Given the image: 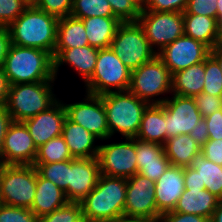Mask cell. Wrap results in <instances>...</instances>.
<instances>
[{
    "label": "cell",
    "instance_id": "3957f363",
    "mask_svg": "<svg viewBox=\"0 0 222 222\" xmlns=\"http://www.w3.org/2000/svg\"><path fill=\"white\" fill-rule=\"evenodd\" d=\"M127 178L100 174L95 188L79 203L89 222H110L124 215Z\"/></svg>",
    "mask_w": 222,
    "mask_h": 222
},
{
    "label": "cell",
    "instance_id": "484cf974",
    "mask_svg": "<svg viewBox=\"0 0 222 222\" xmlns=\"http://www.w3.org/2000/svg\"><path fill=\"white\" fill-rule=\"evenodd\" d=\"M184 35L206 45L210 50L216 47L219 36V21L198 14H183Z\"/></svg>",
    "mask_w": 222,
    "mask_h": 222
},
{
    "label": "cell",
    "instance_id": "ba28073f",
    "mask_svg": "<svg viewBox=\"0 0 222 222\" xmlns=\"http://www.w3.org/2000/svg\"><path fill=\"white\" fill-rule=\"evenodd\" d=\"M110 47L131 71L151 61L157 55L150 47L143 27L138 21L121 22Z\"/></svg>",
    "mask_w": 222,
    "mask_h": 222
},
{
    "label": "cell",
    "instance_id": "f35d334b",
    "mask_svg": "<svg viewBox=\"0 0 222 222\" xmlns=\"http://www.w3.org/2000/svg\"><path fill=\"white\" fill-rule=\"evenodd\" d=\"M32 4L44 12L60 19L70 16L73 0H34Z\"/></svg>",
    "mask_w": 222,
    "mask_h": 222
},
{
    "label": "cell",
    "instance_id": "6da1fadb",
    "mask_svg": "<svg viewBox=\"0 0 222 222\" xmlns=\"http://www.w3.org/2000/svg\"><path fill=\"white\" fill-rule=\"evenodd\" d=\"M58 18L32 3L8 27L11 44L42 49L54 55Z\"/></svg>",
    "mask_w": 222,
    "mask_h": 222
},
{
    "label": "cell",
    "instance_id": "681fc988",
    "mask_svg": "<svg viewBox=\"0 0 222 222\" xmlns=\"http://www.w3.org/2000/svg\"><path fill=\"white\" fill-rule=\"evenodd\" d=\"M11 44L7 27H0V68L4 67L5 58Z\"/></svg>",
    "mask_w": 222,
    "mask_h": 222
},
{
    "label": "cell",
    "instance_id": "4dcf8cb0",
    "mask_svg": "<svg viewBox=\"0 0 222 222\" xmlns=\"http://www.w3.org/2000/svg\"><path fill=\"white\" fill-rule=\"evenodd\" d=\"M190 167L199 172L201 183L205 189L222 199V166L207 160L201 153L196 156Z\"/></svg>",
    "mask_w": 222,
    "mask_h": 222
},
{
    "label": "cell",
    "instance_id": "f6af8a7d",
    "mask_svg": "<svg viewBox=\"0 0 222 222\" xmlns=\"http://www.w3.org/2000/svg\"><path fill=\"white\" fill-rule=\"evenodd\" d=\"M204 119L207 124L208 139H222V109Z\"/></svg>",
    "mask_w": 222,
    "mask_h": 222
},
{
    "label": "cell",
    "instance_id": "bcb514c9",
    "mask_svg": "<svg viewBox=\"0 0 222 222\" xmlns=\"http://www.w3.org/2000/svg\"><path fill=\"white\" fill-rule=\"evenodd\" d=\"M160 222H210L204 216L169 211L161 215Z\"/></svg>",
    "mask_w": 222,
    "mask_h": 222
},
{
    "label": "cell",
    "instance_id": "7bdbcfd3",
    "mask_svg": "<svg viewBox=\"0 0 222 222\" xmlns=\"http://www.w3.org/2000/svg\"><path fill=\"white\" fill-rule=\"evenodd\" d=\"M188 0H147L144 11L184 12Z\"/></svg>",
    "mask_w": 222,
    "mask_h": 222
},
{
    "label": "cell",
    "instance_id": "5bb4252c",
    "mask_svg": "<svg viewBox=\"0 0 222 222\" xmlns=\"http://www.w3.org/2000/svg\"><path fill=\"white\" fill-rule=\"evenodd\" d=\"M37 147L23 122H12L5 134L0 155L2 165H33Z\"/></svg>",
    "mask_w": 222,
    "mask_h": 222
},
{
    "label": "cell",
    "instance_id": "d590c367",
    "mask_svg": "<svg viewBox=\"0 0 222 222\" xmlns=\"http://www.w3.org/2000/svg\"><path fill=\"white\" fill-rule=\"evenodd\" d=\"M205 80L203 93L222 96V71L218 62L209 55L205 59Z\"/></svg>",
    "mask_w": 222,
    "mask_h": 222
},
{
    "label": "cell",
    "instance_id": "f546056e",
    "mask_svg": "<svg viewBox=\"0 0 222 222\" xmlns=\"http://www.w3.org/2000/svg\"><path fill=\"white\" fill-rule=\"evenodd\" d=\"M86 45H89V42L81 19L67 16L58 20L54 50H65Z\"/></svg>",
    "mask_w": 222,
    "mask_h": 222
},
{
    "label": "cell",
    "instance_id": "d6986e66",
    "mask_svg": "<svg viewBox=\"0 0 222 222\" xmlns=\"http://www.w3.org/2000/svg\"><path fill=\"white\" fill-rule=\"evenodd\" d=\"M100 168L96 158L69 160V202H80L97 185Z\"/></svg>",
    "mask_w": 222,
    "mask_h": 222
},
{
    "label": "cell",
    "instance_id": "5b68a950",
    "mask_svg": "<svg viewBox=\"0 0 222 222\" xmlns=\"http://www.w3.org/2000/svg\"><path fill=\"white\" fill-rule=\"evenodd\" d=\"M57 79L45 82L14 84L8 86L6 110L12 121L23 122L51 107L59 98Z\"/></svg>",
    "mask_w": 222,
    "mask_h": 222
},
{
    "label": "cell",
    "instance_id": "ac0fdd59",
    "mask_svg": "<svg viewBox=\"0 0 222 222\" xmlns=\"http://www.w3.org/2000/svg\"><path fill=\"white\" fill-rule=\"evenodd\" d=\"M67 117L64 103L60 98L47 110L23 121L37 148L52 138L61 136Z\"/></svg>",
    "mask_w": 222,
    "mask_h": 222
},
{
    "label": "cell",
    "instance_id": "d6a6232c",
    "mask_svg": "<svg viewBox=\"0 0 222 222\" xmlns=\"http://www.w3.org/2000/svg\"><path fill=\"white\" fill-rule=\"evenodd\" d=\"M73 159L62 136L52 138L37 149L34 163H54Z\"/></svg>",
    "mask_w": 222,
    "mask_h": 222
},
{
    "label": "cell",
    "instance_id": "9f6ffc18",
    "mask_svg": "<svg viewBox=\"0 0 222 222\" xmlns=\"http://www.w3.org/2000/svg\"><path fill=\"white\" fill-rule=\"evenodd\" d=\"M141 12L146 9L147 0H129Z\"/></svg>",
    "mask_w": 222,
    "mask_h": 222
},
{
    "label": "cell",
    "instance_id": "c3c4849f",
    "mask_svg": "<svg viewBox=\"0 0 222 222\" xmlns=\"http://www.w3.org/2000/svg\"><path fill=\"white\" fill-rule=\"evenodd\" d=\"M189 135L200 147L208 141L207 124L204 118L198 124H195Z\"/></svg>",
    "mask_w": 222,
    "mask_h": 222
},
{
    "label": "cell",
    "instance_id": "8d00e7d4",
    "mask_svg": "<svg viewBox=\"0 0 222 222\" xmlns=\"http://www.w3.org/2000/svg\"><path fill=\"white\" fill-rule=\"evenodd\" d=\"M30 4L27 0H0V27H8Z\"/></svg>",
    "mask_w": 222,
    "mask_h": 222
},
{
    "label": "cell",
    "instance_id": "ee69618b",
    "mask_svg": "<svg viewBox=\"0 0 222 222\" xmlns=\"http://www.w3.org/2000/svg\"><path fill=\"white\" fill-rule=\"evenodd\" d=\"M201 154L207 160L222 166V139H208L201 147Z\"/></svg>",
    "mask_w": 222,
    "mask_h": 222
},
{
    "label": "cell",
    "instance_id": "836d02e7",
    "mask_svg": "<svg viewBox=\"0 0 222 222\" xmlns=\"http://www.w3.org/2000/svg\"><path fill=\"white\" fill-rule=\"evenodd\" d=\"M70 16L77 19L94 16L116 17L107 0H73Z\"/></svg>",
    "mask_w": 222,
    "mask_h": 222
},
{
    "label": "cell",
    "instance_id": "8fae6325",
    "mask_svg": "<svg viewBox=\"0 0 222 222\" xmlns=\"http://www.w3.org/2000/svg\"><path fill=\"white\" fill-rule=\"evenodd\" d=\"M137 21L143 27L149 45L156 53L184 35L182 12L141 11Z\"/></svg>",
    "mask_w": 222,
    "mask_h": 222
},
{
    "label": "cell",
    "instance_id": "7c38bea8",
    "mask_svg": "<svg viewBox=\"0 0 222 222\" xmlns=\"http://www.w3.org/2000/svg\"><path fill=\"white\" fill-rule=\"evenodd\" d=\"M80 100L67 102L61 98L67 117L74 123L84 127L93 134L100 142L109 138L106 111L100 95H92L83 92ZM83 96V97H82Z\"/></svg>",
    "mask_w": 222,
    "mask_h": 222
},
{
    "label": "cell",
    "instance_id": "db71d44e",
    "mask_svg": "<svg viewBox=\"0 0 222 222\" xmlns=\"http://www.w3.org/2000/svg\"><path fill=\"white\" fill-rule=\"evenodd\" d=\"M210 222H222V199L219 201L218 206L213 212Z\"/></svg>",
    "mask_w": 222,
    "mask_h": 222
},
{
    "label": "cell",
    "instance_id": "cb8c5ba5",
    "mask_svg": "<svg viewBox=\"0 0 222 222\" xmlns=\"http://www.w3.org/2000/svg\"><path fill=\"white\" fill-rule=\"evenodd\" d=\"M219 201L218 197L205 188L184 189L173 211L204 216L210 219Z\"/></svg>",
    "mask_w": 222,
    "mask_h": 222
},
{
    "label": "cell",
    "instance_id": "91938a15",
    "mask_svg": "<svg viewBox=\"0 0 222 222\" xmlns=\"http://www.w3.org/2000/svg\"><path fill=\"white\" fill-rule=\"evenodd\" d=\"M28 2H30V3H33L34 2V0H27Z\"/></svg>",
    "mask_w": 222,
    "mask_h": 222
},
{
    "label": "cell",
    "instance_id": "f5cc1de1",
    "mask_svg": "<svg viewBox=\"0 0 222 222\" xmlns=\"http://www.w3.org/2000/svg\"><path fill=\"white\" fill-rule=\"evenodd\" d=\"M110 222H160V220H151L146 218H139V217H129V216H120L116 217L114 220Z\"/></svg>",
    "mask_w": 222,
    "mask_h": 222
},
{
    "label": "cell",
    "instance_id": "6f0895ef",
    "mask_svg": "<svg viewBox=\"0 0 222 222\" xmlns=\"http://www.w3.org/2000/svg\"><path fill=\"white\" fill-rule=\"evenodd\" d=\"M217 20L222 25V0H217Z\"/></svg>",
    "mask_w": 222,
    "mask_h": 222
},
{
    "label": "cell",
    "instance_id": "f907efd6",
    "mask_svg": "<svg viewBox=\"0 0 222 222\" xmlns=\"http://www.w3.org/2000/svg\"><path fill=\"white\" fill-rule=\"evenodd\" d=\"M11 115L7 112L6 107L0 108V155L3 145V140L9 125L12 123Z\"/></svg>",
    "mask_w": 222,
    "mask_h": 222
},
{
    "label": "cell",
    "instance_id": "74e56055",
    "mask_svg": "<svg viewBox=\"0 0 222 222\" xmlns=\"http://www.w3.org/2000/svg\"><path fill=\"white\" fill-rule=\"evenodd\" d=\"M0 222H38V218L28 208L0 203Z\"/></svg>",
    "mask_w": 222,
    "mask_h": 222
},
{
    "label": "cell",
    "instance_id": "e0dca14e",
    "mask_svg": "<svg viewBox=\"0 0 222 222\" xmlns=\"http://www.w3.org/2000/svg\"><path fill=\"white\" fill-rule=\"evenodd\" d=\"M98 48L86 45L65 50H54V76L58 80L61 68L66 67L80 79L83 85L93 74L98 57ZM60 74V76H59Z\"/></svg>",
    "mask_w": 222,
    "mask_h": 222
},
{
    "label": "cell",
    "instance_id": "ffe728a7",
    "mask_svg": "<svg viewBox=\"0 0 222 222\" xmlns=\"http://www.w3.org/2000/svg\"><path fill=\"white\" fill-rule=\"evenodd\" d=\"M184 189V167L170 165L155 182L157 211H173Z\"/></svg>",
    "mask_w": 222,
    "mask_h": 222
},
{
    "label": "cell",
    "instance_id": "9c48e42d",
    "mask_svg": "<svg viewBox=\"0 0 222 222\" xmlns=\"http://www.w3.org/2000/svg\"><path fill=\"white\" fill-rule=\"evenodd\" d=\"M35 191V166L0 164V203L30 209Z\"/></svg>",
    "mask_w": 222,
    "mask_h": 222
},
{
    "label": "cell",
    "instance_id": "4316f807",
    "mask_svg": "<svg viewBox=\"0 0 222 222\" xmlns=\"http://www.w3.org/2000/svg\"><path fill=\"white\" fill-rule=\"evenodd\" d=\"M89 45L98 49L108 48L121 23L117 17L94 16L81 19Z\"/></svg>",
    "mask_w": 222,
    "mask_h": 222
},
{
    "label": "cell",
    "instance_id": "9a60e30c",
    "mask_svg": "<svg viewBox=\"0 0 222 222\" xmlns=\"http://www.w3.org/2000/svg\"><path fill=\"white\" fill-rule=\"evenodd\" d=\"M209 55L210 49L206 45L186 35H182L157 53L171 74L203 62Z\"/></svg>",
    "mask_w": 222,
    "mask_h": 222
},
{
    "label": "cell",
    "instance_id": "2e32d148",
    "mask_svg": "<svg viewBox=\"0 0 222 222\" xmlns=\"http://www.w3.org/2000/svg\"><path fill=\"white\" fill-rule=\"evenodd\" d=\"M162 105L166 109L167 139L189 134L203 118L193 97L171 94Z\"/></svg>",
    "mask_w": 222,
    "mask_h": 222
},
{
    "label": "cell",
    "instance_id": "f1b7e54d",
    "mask_svg": "<svg viewBox=\"0 0 222 222\" xmlns=\"http://www.w3.org/2000/svg\"><path fill=\"white\" fill-rule=\"evenodd\" d=\"M166 157L173 166L187 167L201 153V147L189 134L170 137L164 144Z\"/></svg>",
    "mask_w": 222,
    "mask_h": 222
},
{
    "label": "cell",
    "instance_id": "603a6c76",
    "mask_svg": "<svg viewBox=\"0 0 222 222\" xmlns=\"http://www.w3.org/2000/svg\"><path fill=\"white\" fill-rule=\"evenodd\" d=\"M68 202L64 191L52 181L42 178L36 170L35 198L30 208L36 217L40 218L50 214L56 209L65 206Z\"/></svg>",
    "mask_w": 222,
    "mask_h": 222
},
{
    "label": "cell",
    "instance_id": "60d3db41",
    "mask_svg": "<svg viewBox=\"0 0 222 222\" xmlns=\"http://www.w3.org/2000/svg\"><path fill=\"white\" fill-rule=\"evenodd\" d=\"M194 100L198 111L203 118L212 115L214 112L222 109V96H215L208 93L195 95Z\"/></svg>",
    "mask_w": 222,
    "mask_h": 222
},
{
    "label": "cell",
    "instance_id": "52a82bcc",
    "mask_svg": "<svg viewBox=\"0 0 222 222\" xmlns=\"http://www.w3.org/2000/svg\"><path fill=\"white\" fill-rule=\"evenodd\" d=\"M131 70L117 57L111 47L98 51L95 70L83 84V92L102 95L109 92L127 91Z\"/></svg>",
    "mask_w": 222,
    "mask_h": 222
},
{
    "label": "cell",
    "instance_id": "44dd1931",
    "mask_svg": "<svg viewBox=\"0 0 222 222\" xmlns=\"http://www.w3.org/2000/svg\"><path fill=\"white\" fill-rule=\"evenodd\" d=\"M136 160L138 173L154 183L171 165L166 157L164 145L136 138Z\"/></svg>",
    "mask_w": 222,
    "mask_h": 222
},
{
    "label": "cell",
    "instance_id": "ab89813d",
    "mask_svg": "<svg viewBox=\"0 0 222 222\" xmlns=\"http://www.w3.org/2000/svg\"><path fill=\"white\" fill-rule=\"evenodd\" d=\"M113 14L121 21H137L140 11L129 0H107Z\"/></svg>",
    "mask_w": 222,
    "mask_h": 222
},
{
    "label": "cell",
    "instance_id": "b9f144b4",
    "mask_svg": "<svg viewBox=\"0 0 222 222\" xmlns=\"http://www.w3.org/2000/svg\"><path fill=\"white\" fill-rule=\"evenodd\" d=\"M183 14H198L217 19V0H188Z\"/></svg>",
    "mask_w": 222,
    "mask_h": 222
},
{
    "label": "cell",
    "instance_id": "7dc6e473",
    "mask_svg": "<svg viewBox=\"0 0 222 222\" xmlns=\"http://www.w3.org/2000/svg\"><path fill=\"white\" fill-rule=\"evenodd\" d=\"M184 187L185 189L205 188V184L201 183L199 172L190 167H184Z\"/></svg>",
    "mask_w": 222,
    "mask_h": 222
},
{
    "label": "cell",
    "instance_id": "680465c9",
    "mask_svg": "<svg viewBox=\"0 0 222 222\" xmlns=\"http://www.w3.org/2000/svg\"><path fill=\"white\" fill-rule=\"evenodd\" d=\"M215 48L222 51V25H219V36H218V41Z\"/></svg>",
    "mask_w": 222,
    "mask_h": 222
},
{
    "label": "cell",
    "instance_id": "4fadbf2b",
    "mask_svg": "<svg viewBox=\"0 0 222 222\" xmlns=\"http://www.w3.org/2000/svg\"><path fill=\"white\" fill-rule=\"evenodd\" d=\"M124 215L160 220L155 199V183L137 173L127 178Z\"/></svg>",
    "mask_w": 222,
    "mask_h": 222
},
{
    "label": "cell",
    "instance_id": "83f0119b",
    "mask_svg": "<svg viewBox=\"0 0 222 222\" xmlns=\"http://www.w3.org/2000/svg\"><path fill=\"white\" fill-rule=\"evenodd\" d=\"M205 60L172 74V94L194 97L202 93Z\"/></svg>",
    "mask_w": 222,
    "mask_h": 222
},
{
    "label": "cell",
    "instance_id": "30bf717a",
    "mask_svg": "<svg viewBox=\"0 0 222 222\" xmlns=\"http://www.w3.org/2000/svg\"><path fill=\"white\" fill-rule=\"evenodd\" d=\"M112 138L99 143L98 162L100 174L109 177L129 178L138 173L136 160V138ZM118 141V142H117Z\"/></svg>",
    "mask_w": 222,
    "mask_h": 222
},
{
    "label": "cell",
    "instance_id": "e575fe53",
    "mask_svg": "<svg viewBox=\"0 0 222 222\" xmlns=\"http://www.w3.org/2000/svg\"><path fill=\"white\" fill-rule=\"evenodd\" d=\"M38 222H89L82 217L79 202H68L65 206L56 209L50 214L38 218Z\"/></svg>",
    "mask_w": 222,
    "mask_h": 222
},
{
    "label": "cell",
    "instance_id": "277c9868",
    "mask_svg": "<svg viewBox=\"0 0 222 222\" xmlns=\"http://www.w3.org/2000/svg\"><path fill=\"white\" fill-rule=\"evenodd\" d=\"M106 111L109 138H136L144 111L149 105L131 92L118 91L100 95Z\"/></svg>",
    "mask_w": 222,
    "mask_h": 222
},
{
    "label": "cell",
    "instance_id": "1f68e13d",
    "mask_svg": "<svg viewBox=\"0 0 222 222\" xmlns=\"http://www.w3.org/2000/svg\"><path fill=\"white\" fill-rule=\"evenodd\" d=\"M33 166L42 178L52 181L64 191L69 201V160L54 163H34Z\"/></svg>",
    "mask_w": 222,
    "mask_h": 222
},
{
    "label": "cell",
    "instance_id": "816d5d0a",
    "mask_svg": "<svg viewBox=\"0 0 222 222\" xmlns=\"http://www.w3.org/2000/svg\"><path fill=\"white\" fill-rule=\"evenodd\" d=\"M8 82L5 76L4 68H0V108L4 107L7 102Z\"/></svg>",
    "mask_w": 222,
    "mask_h": 222
},
{
    "label": "cell",
    "instance_id": "7a4b0ae2",
    "mask_svg": "<svg viewBox=\"0 0 222 222\" xmlns=\"http://www.w3.org/2000/svg\"><path fill=\"white\" fill-rule=\"evenodd\" d=\"M3 68L8 85L55 79L53 56L42 49L10 44Z\"/></svg>",
    "mask_w": 222,
    "mask_h": 222
},
{
    "label": "cell",
    "instance_id": "8992f818",
    "mask_svg": "<svg viewBox=\"0 0 222 222\" xmlns=\"http://www.w3.org/2000/svg\"><path fill=\"white\" fill-rule=\"evenodd\" d=\"M128 91L149 105L163 104L172 94V74L156 55L131 71Z\"/></svg>",
    "mask_w": 222,
    "mask_h": 222
},
{
    "label": "cell",
    "instance_id": "d4e9b609",
    "mask_svg": "<svg viewBox=\"0 0 222 222\" xmlns=\"http://www.w3.org/2000/svg\"><path fill=\"white\" fill-rule=\"evenodd\" d=\"M136 138L160 145L166 143V109L162 104L147 106Z\"/></svg>",
    "mask_w": 222,
    "mask_h": 222
},
{
    "label": "cell",
    "instance_id": "11a10c76",
    "mask_svg": "<svg viewBox=\"0 0 222 222\" xmlns=\"http://www.w3.org/2000/svg\"><path fill=\"white\" fill-rule=\"evenodd\" d=\"M210 55L218 62L222 71V51L214 48L213 50H210Z\"/></svg>",
    "mask_w": 222,
    "mask_h": 222
},
{
    "label": "cell",
    "instance_id": "7402d4cb",
    "mask_svg": "<svg viewBox=\"0 0 222 222\" xmlns=\"http://www.w3.org/2000/svg\"><path fill=\"white\" fill-rule=\"evenodd\" d=\"M61 136L73 158H96L100 141L84 127L66 117Z\"/></svg>",
    "mask_w": 222,
    "mask_h": 222
}]
</instances>
